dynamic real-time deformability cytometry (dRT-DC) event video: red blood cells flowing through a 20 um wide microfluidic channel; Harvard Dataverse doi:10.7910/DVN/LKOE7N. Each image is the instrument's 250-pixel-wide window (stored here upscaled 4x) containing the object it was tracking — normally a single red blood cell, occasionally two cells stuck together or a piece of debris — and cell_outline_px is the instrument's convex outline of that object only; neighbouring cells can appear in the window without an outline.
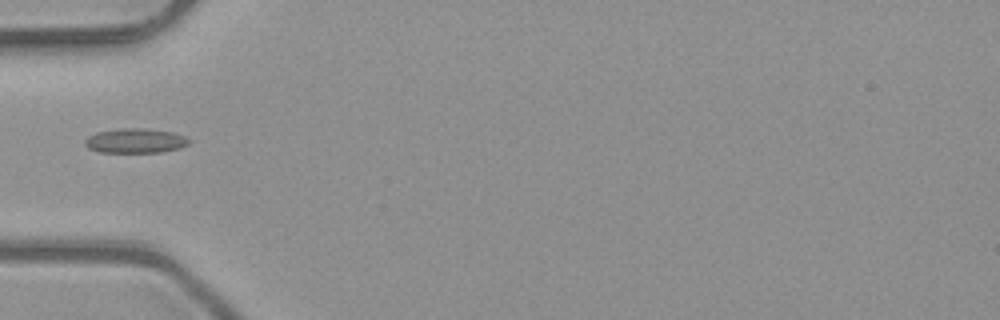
{"species": "common noctule bat (a hibernating species)", "species_latin": "Nyctalus noctula", "temperature_condition": "room temperature", "stored_images_in_passage": 1, "camera_frame_rate_fps": 3000, "um_per_image_px": 0.085, "animal": {"sex": "male", "body_mass_g": 23.1, "forearm_length_mm": 52.7}, "frame": {"image": 1, "passage_image": 1, "time_ms": 0.0, "image_size_px": [1000, 320], "cell_outline_px": [[192, 140], [188, 144], [180, 148], [160, 152], [100, 152], [88, 148], [84, 144], [84, 140], [88, 136], [96, 132], [120, 128], [144, 128], [172, 132], [184, 136]], "centroid_in_image_um": [11.49, 11.96], "position_along_channel_um": 73.5, "area_um2": 14.97}}